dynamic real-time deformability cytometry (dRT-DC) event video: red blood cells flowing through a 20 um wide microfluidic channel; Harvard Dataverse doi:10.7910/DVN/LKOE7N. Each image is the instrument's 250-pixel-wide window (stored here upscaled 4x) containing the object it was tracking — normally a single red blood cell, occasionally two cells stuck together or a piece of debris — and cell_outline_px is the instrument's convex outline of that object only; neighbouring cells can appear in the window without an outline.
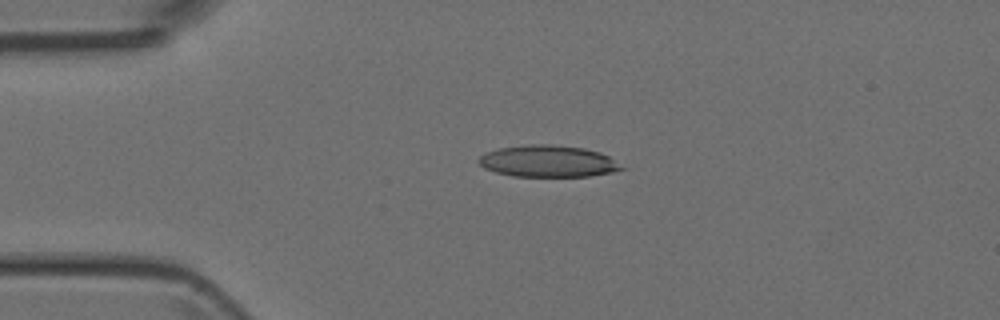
{"species": "Egyptian fruit bat (a non-hibernating species)", "species_latin": "Rousettus aegyptiacus", "temperature_condition": "room temperature", "stored_images_in_passage": 2, "camera_frame_rate_fps": 3000, "um_per_image_px": 0.085, "animal": {"sex": "female"}, "frame": {"image": 1, "passage_image": 1, "time_ms": 0.0, "image_size_px": [1000, 320], "cell_outline_px": [[628, 168], [612, 172], [588, 176], [512, 176], [496, 172], [484, 168], [476, 160], [480, 156], [488, 152], [500, 148], [528, 144], [552, 144], [584, 148], [600, 152], [608, 156]], "centroid_in_image_um": [46.61, 13.7], "position_along_channel_um": 38.4, "area_um2": 26.41}}